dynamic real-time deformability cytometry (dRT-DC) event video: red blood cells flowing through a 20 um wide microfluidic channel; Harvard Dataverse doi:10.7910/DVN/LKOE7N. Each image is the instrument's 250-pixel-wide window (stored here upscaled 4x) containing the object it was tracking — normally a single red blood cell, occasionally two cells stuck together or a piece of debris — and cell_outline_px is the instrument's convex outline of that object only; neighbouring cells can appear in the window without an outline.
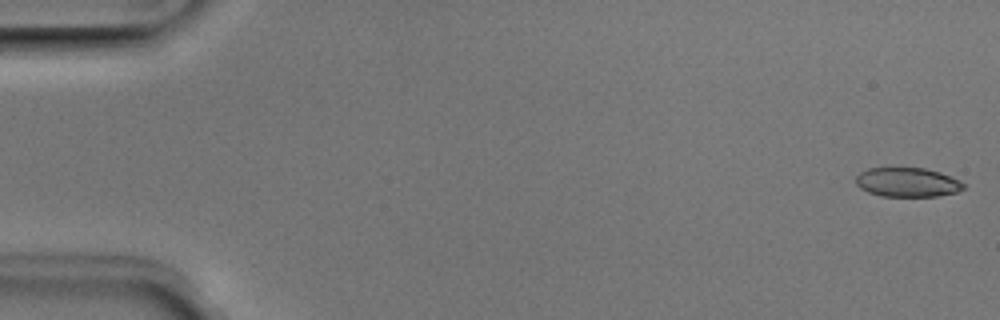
{"species": "Egyptian fruit bat (a non-hibernating species)", "species_latin": "Rousettus aegyptiacus", "temperature_condition": "room temperature", "stored_images_in_passage": 51, "camera_frame_rate_fps": 3000, "um_per_image_px": 0.085, "animal": {"sex": "male"}, "frame": {"image": 1, "passage_image": 1, "time_ms": 0.0, "image_size_px": [1000, 320], "cell_outline_px": [[964, 188], [956, 192], [936, 196], [880, 196], [868, 192], [860, 188], [856, 184], [856, 176], [860, 172], [868, 168], [924, 168], [940, 172], [960, 180], [964, 184]], "centroid_in_image_um": [77.11, 15.49], "position_along_channel_um": 7.9, "area_um2": 18.32}}
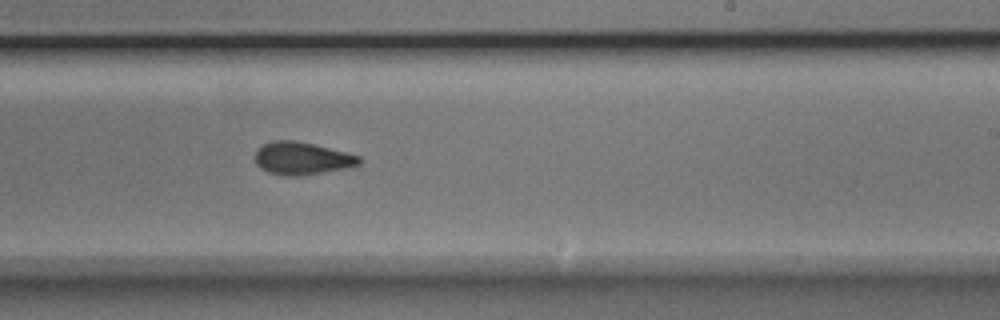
{"frame": {"image": 2, "passage_image": 31, "time_ms": 10.0, "image_size_px": [1000, 320], "cell_outline_px": [[364, 160], [360, 164], [352, 168], [304, 176], [284, 176], [268, 172], [260, 168], [256, 164], [256, 148], [260, 144], [272, 140], [292, 140], [312, 144], [360, 156]], "centroid_in_image_um": [25.68, 13.48], "position_along_channel_um": 263.3, "area_um2": 20.23}}
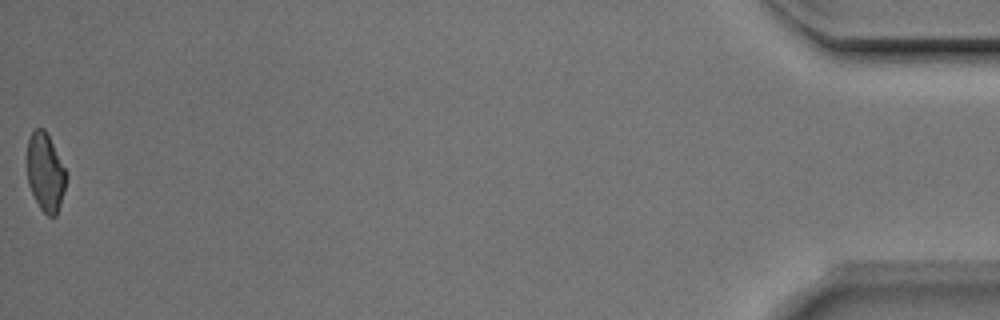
{"frame": {"image": 3, "passage_image": 51, "time_ms": 16.667, "image_size_px": [1000, 320], "cell_outline_px": [[68, 176], [64, 192], [56, 216], [48, 216], [40, 208], [28, 184], [28, 140], [32, 132], [36, 128], [44, 128], [68, 172]], "centroid_in_image_um": [3.89, 14.65], "position_along_channel_um": 431.3, "area_um2": 17.74}, "authors_computed_cell_mechanics": {"area_um2": 19.7676, "velocity_mm_per_s": 3.9819, "shape_relaxation_time_tau1_ms": 5.624, "shape_relaxation_time_tau2_ms": 2.0727, "deformation_change_tau1": 0.144, "deformation_change_tau2": 0.0854}}